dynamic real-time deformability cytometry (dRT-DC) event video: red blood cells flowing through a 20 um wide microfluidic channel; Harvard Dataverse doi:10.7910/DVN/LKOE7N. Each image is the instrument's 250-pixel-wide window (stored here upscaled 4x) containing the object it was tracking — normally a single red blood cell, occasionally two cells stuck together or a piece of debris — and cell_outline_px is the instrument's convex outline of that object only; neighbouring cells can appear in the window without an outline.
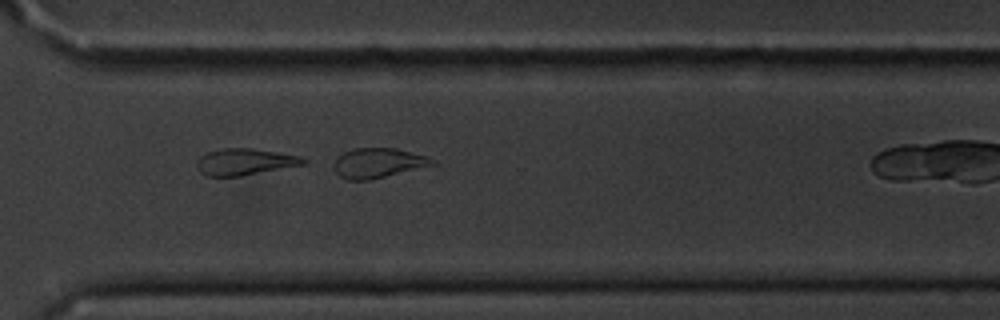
{"species": "common noctule bat (a hibernating species)", "species_latin": "Nyctalus noctula", "temperature_condition": "cold", "stored_images_in_passage": 32, "camera_frame_rate_fps": 3000, "um_per_image_px": 0.085, "animal": {"sex": "male", "body_mass_g": 20.1, "forearm_length_mm": 53.5}, "frame": {"image": 1, "passage_image": 28, "time_ms": 9.0, "image_size_px": [1000, 320], "cell_outline_px": [[436, 164], [368, 180], [348, 180], [340, 176], [336, 172], [336, 156], [352, 148], [396, 148], [424, 156], [436, 160]], "centroid_in_image_um": [32.12, 13.84], "position_along_channel_um": 338.5, "area_um2": 16.76}}